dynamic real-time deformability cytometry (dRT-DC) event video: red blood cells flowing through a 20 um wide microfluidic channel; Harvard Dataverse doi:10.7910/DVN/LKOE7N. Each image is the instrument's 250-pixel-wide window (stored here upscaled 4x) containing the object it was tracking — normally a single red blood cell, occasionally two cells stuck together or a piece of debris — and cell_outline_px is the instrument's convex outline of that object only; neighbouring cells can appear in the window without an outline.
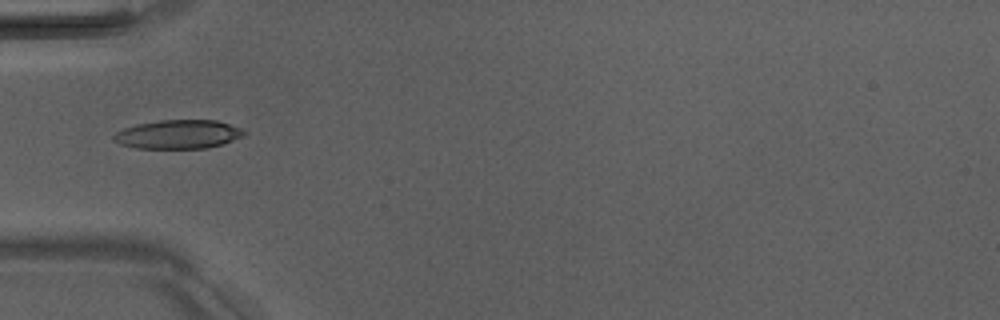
{"species": "Egyptian fruit bat (a non-hibernating species)", "species_latin": "Rousettus aegyptiacus", "temperature_condition": "room temperature", "stored_images_in_passage": 3, "camera_frame_rate_fps": 3000, "um_per_image_px": 0.085, "animal": {"sex": "male"}, "frame": {"image": 1, "passage_image": 1, "time_ms": 0.0, "image_size_px": [1000, 320], "cell_outline_px": [[248, 132], [244, 136], [224, 144], [204, 148], [136, 148], [120, 144], [112, 140], [112, 136], [116, 132], [124, 128], [136, 124], [160, 120], [216, 120], [240, 128]], "centroid_in_image_um": [15.15, 11.42], "position_along_channel_um": 69.9, "area_um2": 21.96}}
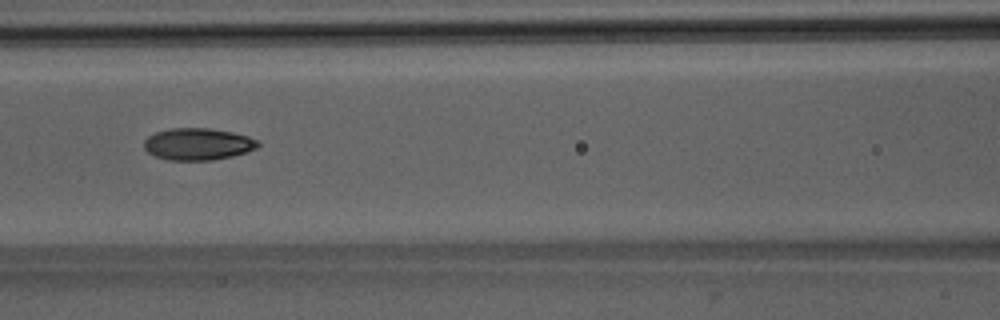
{"frame": {"image": 2, "passage_image": 3, "time_ms": 2.0, "image_size_px": [1000, 320], "cell_outline_px": [[260, 144], [256, 148], [232, 156], [212, 160], [168, 160], [156, 156], [148, 152], [144, 148], [144, 140], [148, 136], [156, 132], [168, 128], [208, 128], [232, 132], [248, 136], [256, 140]], "centroid_in_image_um": [16.79, 12.24], "position_along_channel_um": 149.8, "area_um2": 21.1}}